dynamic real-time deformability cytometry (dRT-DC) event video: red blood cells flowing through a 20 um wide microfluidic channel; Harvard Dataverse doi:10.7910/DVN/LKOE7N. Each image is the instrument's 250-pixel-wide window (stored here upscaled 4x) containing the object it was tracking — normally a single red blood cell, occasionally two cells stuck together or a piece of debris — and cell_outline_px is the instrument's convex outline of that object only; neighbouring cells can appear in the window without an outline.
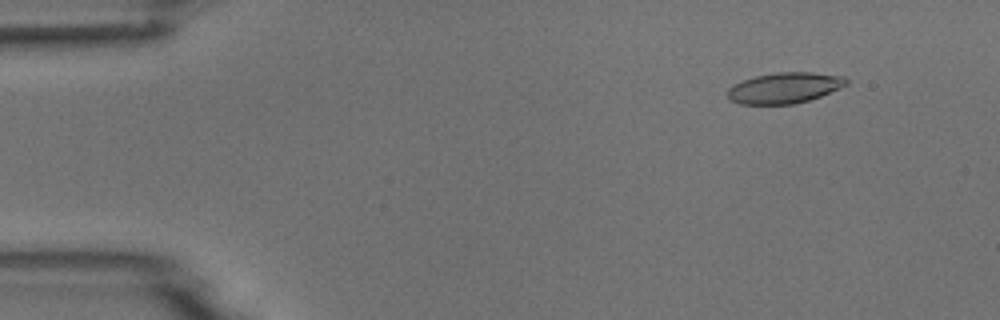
{"species": "common noctule bat (a hibernating species)", "species_latin": "Nyctalus noctula", "temperature_condition": "room temperature", "stored_images_in_passage": 4, "camera_frame_rate_fps": 3000, "um_per_image_px": 0.085, "animal": {"sex": "male", "body_mass_g": 18.8}, "frame": {"image": 1, "passage_image": 1, "time_ms": 0.0, "image_size_px": [1000, 320], "cell_outline_px": [[848, 84], [840, 88], [820, 96], [808, 100], [792, 104], [740, 104], [728, 100], [728, 88], [732, 84], [756, 76], [776, 72], [812, 72], [844, 76], [848, 80]], "centroid_in_image_um": [66.67, 7.46], "position_along_channel_um": 18.3, "area_um2": 21.33}}
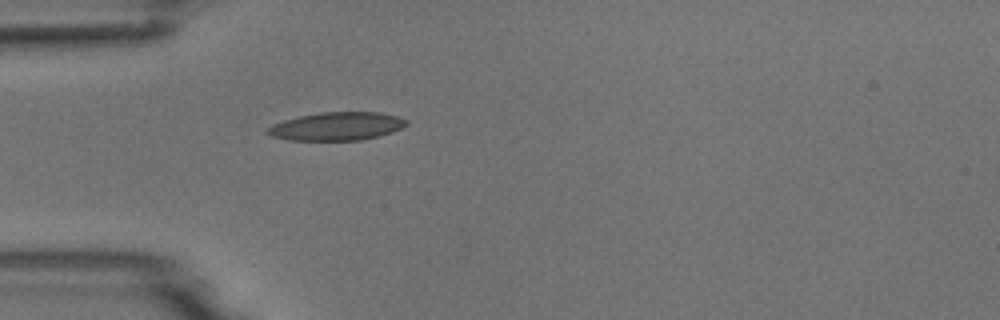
{"frame": {"image": 2, "passage_image": 4, "time_ms": 3.333, "image_size_px": [1000, 320], "cell_outline_px": [[408, 124], [392, 132], [380, 136], [360, 140], [288, 140], [272, 136], [264, 132], [272, 124], [284, 120], [300, 116], [320, 112], [380, 112], [396, 116], [408, 120]], "centroid_in_image_um": [28.62, 10.73], "position_along_channel_um": 56.4, "area_um2": 22.83}}